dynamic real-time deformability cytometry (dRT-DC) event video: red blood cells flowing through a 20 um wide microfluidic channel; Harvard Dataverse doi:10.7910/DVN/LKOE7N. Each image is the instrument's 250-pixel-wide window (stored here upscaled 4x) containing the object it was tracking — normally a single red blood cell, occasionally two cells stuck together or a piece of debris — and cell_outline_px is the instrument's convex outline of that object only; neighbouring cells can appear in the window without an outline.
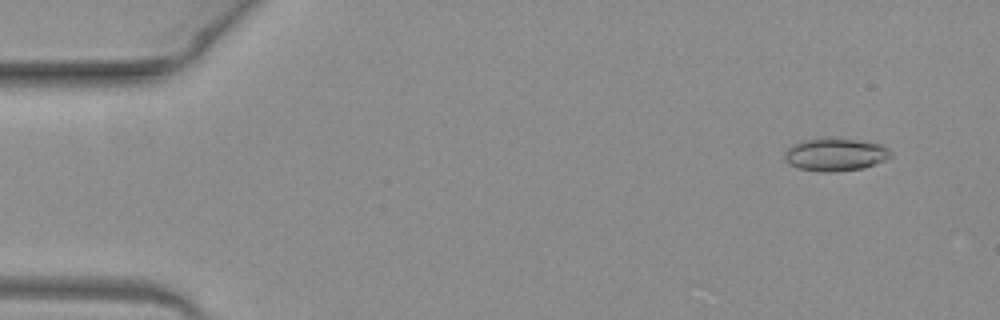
{"species": "common noctule bat (a hibernating species)", "species_latin": "Nyctalus noctula", "temperature_condition": "warm", "stored_images_in_passage": 49, "camera_frame_rate_fps": 3000, "um_per_image_px": 0.085, "animal": {"sex": "female", "body_mass_g": 19.3, "forearm_length_mm": 54.1}, "frame": {"image": 1, "passage_image": 2, "time_ms": 0.333, "image_size_px": [1000, 320], "cell_outline_px": [[892, 156], [888, 160], [864, 168], [832, 172], [820, 172], [800, 168], [788, 164], [784, 160], [784, 152], [792, 144], [804, 140], [820, 136], [856, 140], [880, 144], [888, 148], [892, 152]], "centroid_in_image_um": [71.0, 13.12], "position_along_channel_um": 14.0, "area_um2": 20.75}}
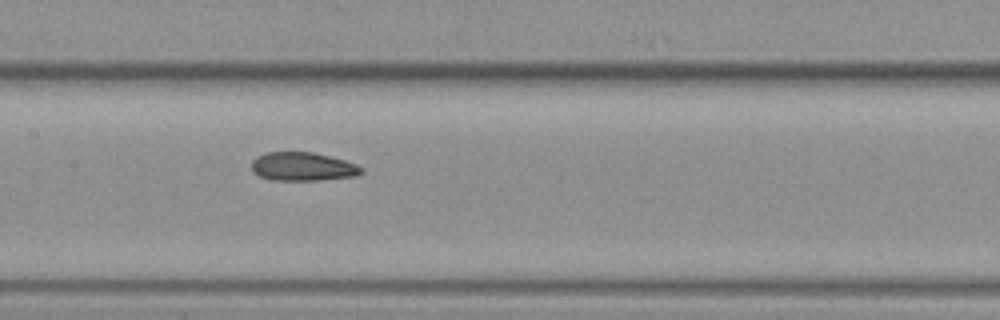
{"frame": {"image": 2, "passage_image": 23, "time_ms": 7.333, "image_size_px": [1000, 320], "cell_outline_px": [[364, 172], [356, 176], [320, 180], [272, 180], [260, 176], [252, 172], [252, 160], [256, 156], [268, 152], [312, 152], [344, 160], [356, 164], [364, 168]], "centroid_in_image_um": [25.74, 14.16], "position_along_channel_um": 181.7, "area_um2": 18.32}}
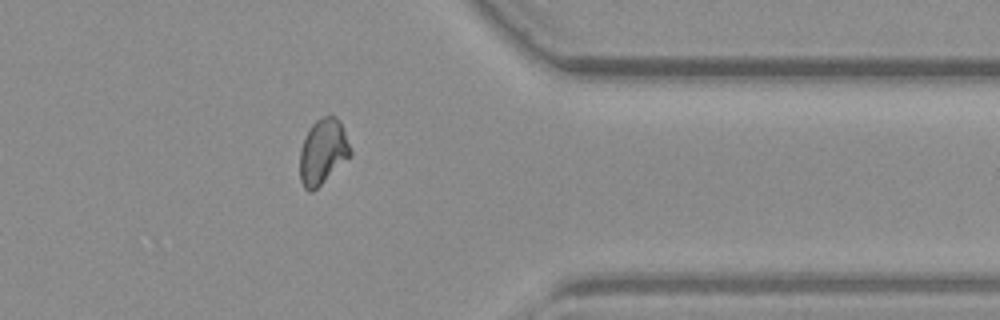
{"frame": {"image": 3, "passage_image": 39, "time_ms": 12.667, "image_size_px": [1000, 320], "cell_outline_px": [[352, 152], [312, 192], [308, 192], [304, 188], [300, 180], [300, 148], [312, 124], [316, 120], [324, 116], [336, 116], [340, 120]], "centroid_in_image_um": [27.41, 12.87], "position_along_channel_um": 384.0, "area_um2": 18.67}, "authors_computed_cell_mechanics": {"area_um2": 19.1896, "velocity_mm_per_s": 4.0482, "shape_relaxation_time_tau1_ms": null, "shape_relaxation_time_tau2_ms": 1.5707, "deformation_change_tau1": null, "deformation_change_tau2": 0.0736}}